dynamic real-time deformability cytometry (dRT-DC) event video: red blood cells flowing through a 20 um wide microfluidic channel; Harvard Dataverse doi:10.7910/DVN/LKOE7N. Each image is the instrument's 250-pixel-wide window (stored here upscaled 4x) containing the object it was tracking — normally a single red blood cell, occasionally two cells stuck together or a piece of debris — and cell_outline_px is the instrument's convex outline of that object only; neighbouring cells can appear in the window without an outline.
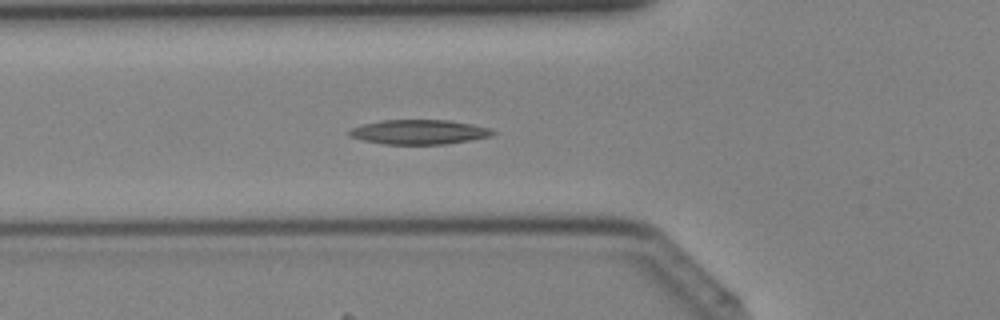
{"species": "Egyptian fruit bat (a non-hibernating species)", "species_latin": "Rousettus aegyptiacus", "temperature_condition": "cold", "stored_images_in_passage": 41, "camera_frame_rate_fps": 3000, "um_per_image_px": 0.085, "animal": {"sex": "female"}, "frame": {"image": 1, "passage_image": 14, "time_ms": 4.333, "image_size_px": [1000, 320], "cell_outline_px": [[496, 132], [492, 136], [444, 144], [384, 144], [364, 140], [348, 136], [348, 132], [352, 128], [364, 124], [384, 120], [448, 120], [472, 124], [492, 128]], "centroid_in_image_um": [35.65, 11.22], "position_along_channel_um": 90.2, "area_um2": 20.4}}
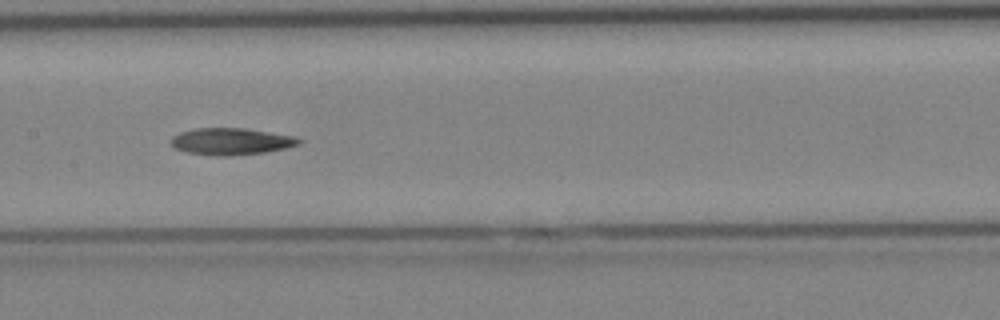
{"frame": {"image": 2, "passage_image": 20, "time_ms": 6.333, "image_size_px": [1000, 320], "cell_outline_px": [[300, 144], [284, 148], [264, 152], [228, 156], [216, 156], [188, 152], [176, 148], [172, 144], [172, 136], [180, 132], [196, 128], [244, 128], [296, 136], [300, 140]], "centroid_in_image_um": [19.65, 12.01], "position_along_channel_um": 187.7, "area_um2": 19.77}}
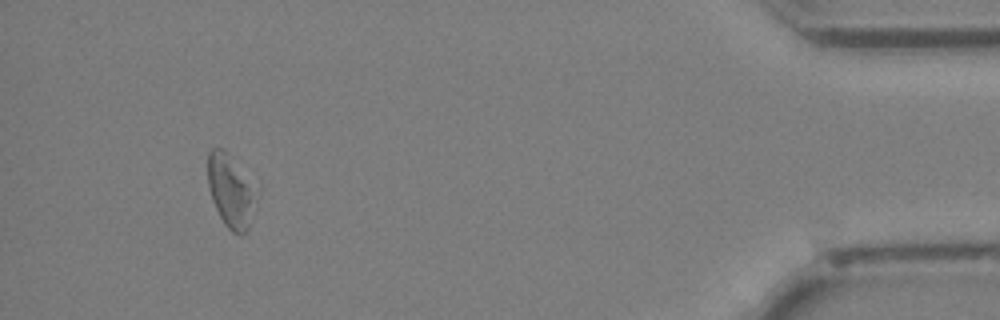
{"frame": {"image": 3, "passage_image": 38, "time_ms": 12.333, "image_size_px": [1000, 320], "cell_outline_px": [[260, 188], [248, 232], [240, 236], [232, 232], [224, 224], [212, 200], [208, 184], [208, 152], [212, 148], [220, 148], [260, 184]], "centroid_in_image_um": [19.71, 16.26], "position_along_channel_um": 415.5, "area_um2": 21.5}}